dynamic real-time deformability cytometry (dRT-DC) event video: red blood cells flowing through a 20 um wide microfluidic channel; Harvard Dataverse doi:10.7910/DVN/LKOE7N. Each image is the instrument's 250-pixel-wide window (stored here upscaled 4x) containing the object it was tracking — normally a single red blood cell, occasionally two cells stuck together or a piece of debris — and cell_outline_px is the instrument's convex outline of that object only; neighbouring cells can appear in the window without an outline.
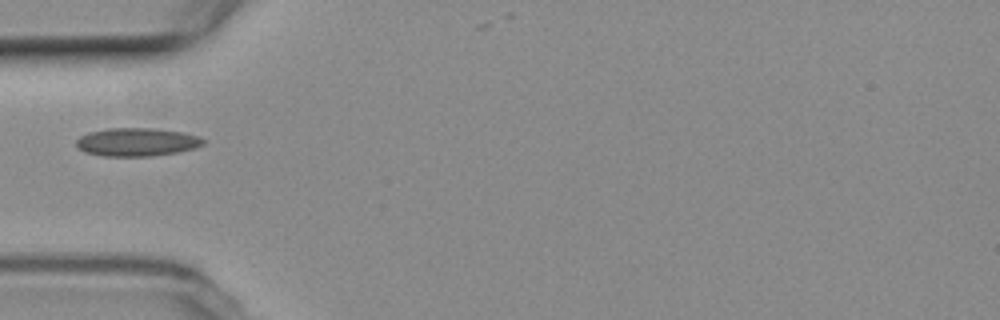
{"species": "common noctule bat (a hibernating species)", "species_latin": "Nyctalus noctula", "temperature_condition": "room temperature", "stored_images_in_passage": 38, "camera_frame_rate_fps": 3000, "um_per_image_px": 0.085, "animal": {"sex": "female", "body_mass_g": 19.3, "forearm_length_mm": 54.1}, "frame": {"image": 1, "passage_image": 1, "time_ms": 0.0, "image_size_px": [1000, 320], "cell_outline_px": [[204, 144], [196, 148], [176, 152], [152, 156], [100, 156], [84, 152], [76, 144], [76, 140], [80, 136], [88, 132], [108, 128], [152, 128], [180, 132], [200, 136], [204, 140]], "centroid_in_image_um": [11.62, 12.07], "position_along_channel_um": 73.4, "area_um2": 20.92}}
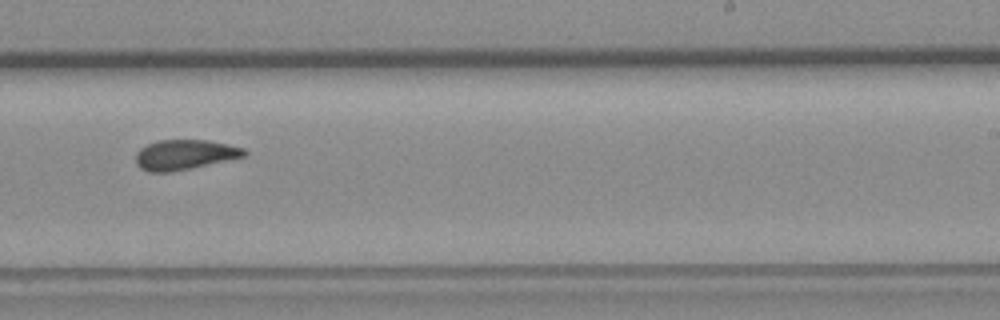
{"frame": {"image": 2, "passage_image": 17, "time_ms": 5.333, "image_size_px": [1000, 320], "cell_outline_px": [[248, 152], [244, 156], [192, 168], [172, 172], [148, 172], [140, 168], [136, 164], [136, 152], [140, 148], [148, 144], [160, 140], [208, 140], [228, 144], [244, 148]], "centroid_in_image_um": [15.67, 13.15], "position_along_channel_um": 273.3, "area_um2": 18.96}}
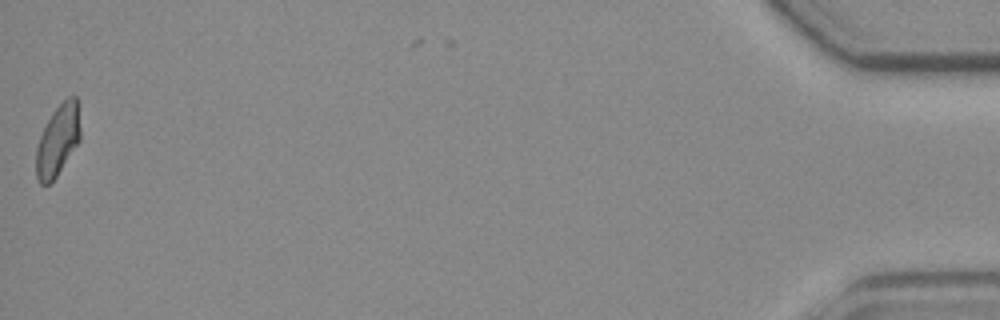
{"frame": {"image": 3, "passage_image": 38, "time_ms": 12.333, "image_size_px": [1000, 320], "cell_outline_px": [[80, 140], [56, 176], [48, 184], [40, 184], [36, 180], [36, 148], [40, 136], [52, 112], [68, 96], [76, 96], [80, 128]], "centroid_in_image_um": [4.9, 11.93], "position_along_channel_um": 430.3, "area_um2": 18.03}}